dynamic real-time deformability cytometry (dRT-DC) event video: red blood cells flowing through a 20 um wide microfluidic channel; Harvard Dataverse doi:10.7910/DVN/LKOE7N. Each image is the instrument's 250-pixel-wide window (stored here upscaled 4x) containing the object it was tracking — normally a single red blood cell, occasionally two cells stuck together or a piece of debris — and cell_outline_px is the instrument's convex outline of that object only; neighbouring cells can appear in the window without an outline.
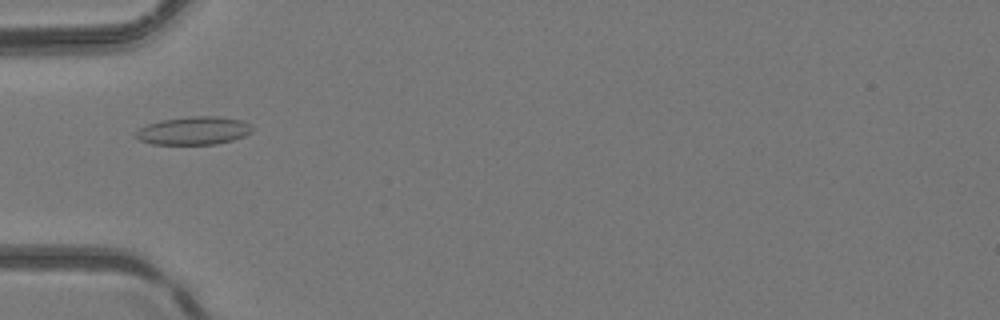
{"species": "common noctule bat (a hibernating species)", "species_latin": "Nyctalus noctula", "temperature_condition": "room temperature", "stored_images_in_passage": 5, "camera_frame_rate_fps": 3000, "um_per_image_px": 0.085, "animal": {"sex": "female", "body_mass_g": 24.6, "forearm_length_mm": 56.2}, "frame": {"image": 1, "passage_image": 4, "time_ms": 5.333, "image_size_px": [1000, 320], "cell_outline_px": [[256, 128], [252, 132], [244, 136], [232, 140], [216, 144], [152, 144], [140, 140], [132, 132], [148, 124], [160, 120], [192, 116], [216, 116], [244, 120], [252, 124]], "centroid_in_image_um": [16.51, 11.1], "position_along_channel_um": 68.5, "area_um2": 19.31}}
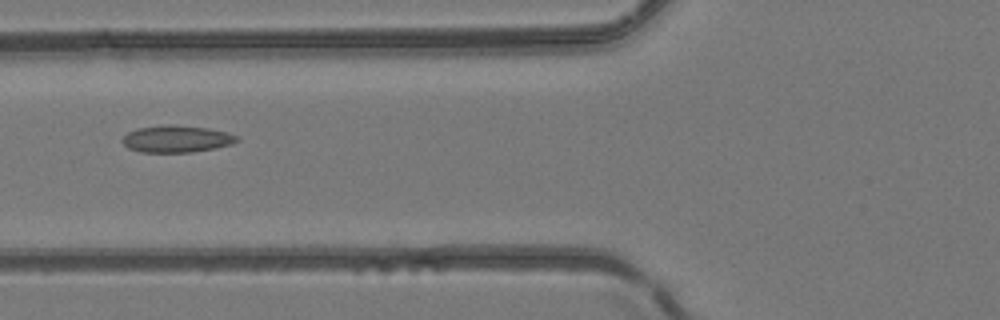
{"frame": {"image": 2, "passage_image": 5, "time_ms": 6.333, "image_size_px": [1000, 320], "cell_outline_px": [[240, 140], [232, 144], [216, 148], [192, 152], [140, 152], [128, 148], [120, 140], [128, 132], [136, 128], [168, 124], [172, 124], [208, 128], [228, 132], [240, 136]], "centroid_in_image_um": [15.04, 11.8], "position_along_channel_um": 110.8, "area_um2": 18.26}}